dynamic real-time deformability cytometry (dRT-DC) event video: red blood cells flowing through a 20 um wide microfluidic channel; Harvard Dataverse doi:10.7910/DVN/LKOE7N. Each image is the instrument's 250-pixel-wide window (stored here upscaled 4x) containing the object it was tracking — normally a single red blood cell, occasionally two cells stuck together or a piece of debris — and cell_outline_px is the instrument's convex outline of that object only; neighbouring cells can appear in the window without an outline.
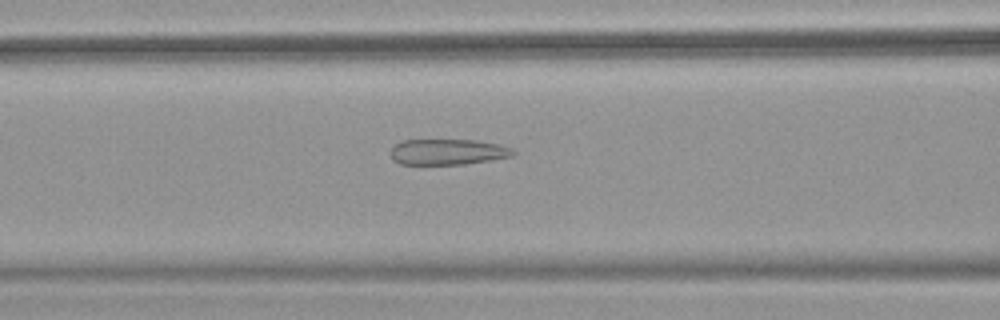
{"species": "common noctule bat (a hibernating species)", "species_latin": "Nyctalus noctula", "temperature_condition": "warm", "stored_images_in_passage": 50, "camera_frame_rate_fps": 3000, "um_per_image_px": 0.085, "animal": {"sex": "female", "body_mass_g": 18.4}, "frame": {"image": 1, "passage_image": 21, "time_ms": 6.667, "image_size_px": [1000, 320], "cell_outline_px": [[516, 152], [512, 156], [492, 160], [464, 164], [400, 164], [392, 160], [392, 148], [400, 140], [476, 140], [496, 144], [512, 148]], "centroid_in_image_um": [38.06, 12.91], "position_along_channel_um": 128.5, "area_um2": 18.32}}
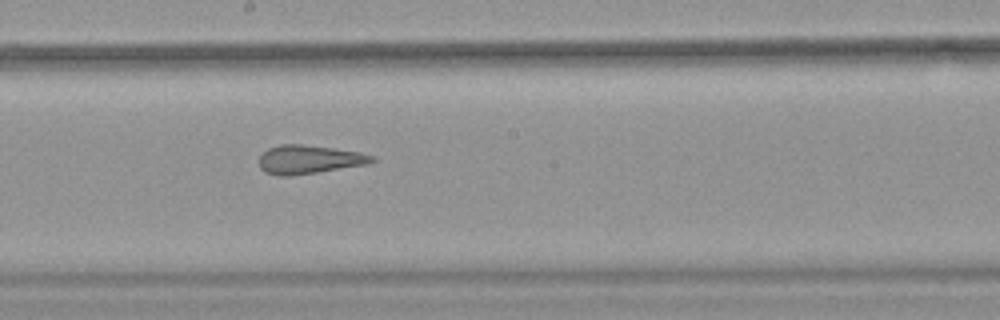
{"frame": {"image": 2, "passage_image": 28, "time_ms": 9.0, "image_size_px": [1000, 320], "cell_outline_px": [[376, 160], [368, 164], [316, 172], [288, 176], [280, 176], [264, 172], [260, 168], [260, 156], [268, 148], [280, 144], [300, 144], [332, 148], [360, 152], [376, 156]], "centroid_in_image_um": [26.28, 13.55], "position_along_channel_um": 221.9, "area_um2": 18.73}}
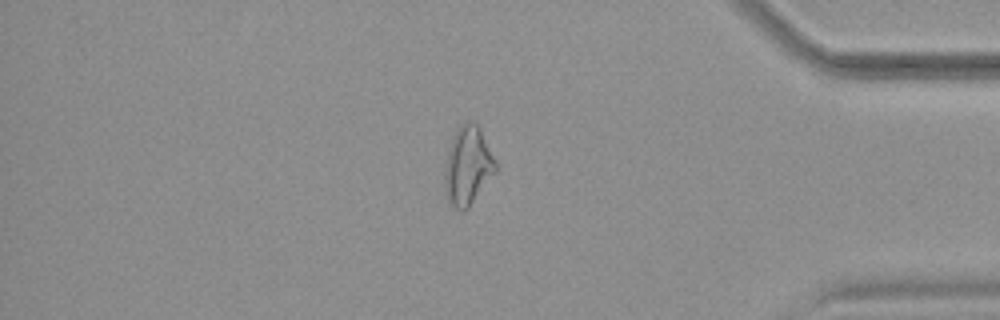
{"frame": {"image": 3, "passage_image": 43, "time_ms": 14.0, "image_size_px": [1000, 320], "cell_outline_px": [[496, 172], [468, 208], [464, 212], [460, 212], [452, 208], [448, 204], [444, 192], [444, 172], [448, 152], [456, 128], [460, 124], [468, 120], [472, 120], [480, 128], [496, 160]], "centroid_in_image_um": [39.74, 14.13], "position_along_channel_um": 395.5, "area_um2": 23.7}, "authors_computed_cell_mechanics": {"area_um2": 23.0911, "velocity_mm_per_s": 4.0206, "shape_relaxation_time_tau1_ms": null, "shape_relaxation_time_tau2_ms": 1.7135, "deformation_change_tau1": null, "deformation_change_tau2": 0.1258}}